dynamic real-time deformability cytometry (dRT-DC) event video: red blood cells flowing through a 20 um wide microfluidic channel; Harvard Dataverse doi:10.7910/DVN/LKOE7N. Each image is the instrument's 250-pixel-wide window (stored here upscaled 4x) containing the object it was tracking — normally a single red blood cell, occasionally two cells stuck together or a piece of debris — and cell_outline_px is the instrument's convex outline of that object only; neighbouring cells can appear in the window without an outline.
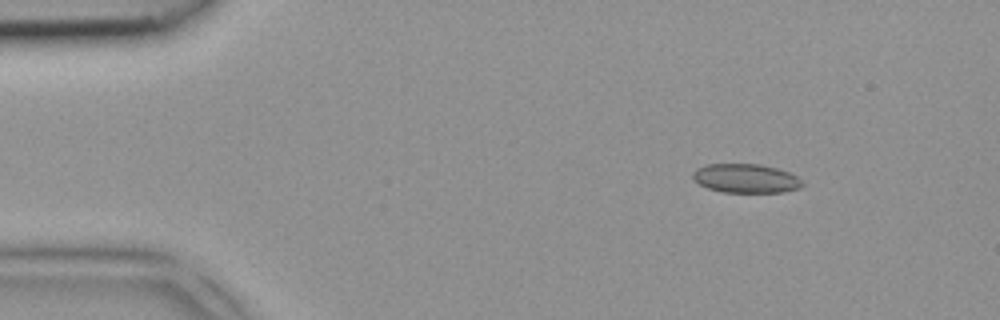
{"species": "common noctule bat (a hibernating species)", "species_latin": "Nyctalus noctula", "temperature_condition": "room temperature", "stored_images_in_passage": 3, "camera_frame_rate_fps": 3000, "um_per_image_px": 0.085, "animal": {"sex": "female", "body_mass_g": 18.4}, "frame": {"image": 1, "passage_image": 1, "time_ms": 0.0, "image_size_px": [1000, 320], "cell_outline_px": [[804, 184], [800, 188], [784, 192], [724, 192], [708, 188], [700, 184], [692, 176], [692, 172], [696, 168], [704, 164], [760, 164], [776, 168], [788, 172], [796, 176]], "centroid_in_image_um": [63.38, 15.16], "position_along_channel_um": 21.6, "area_um2": 18.44}}
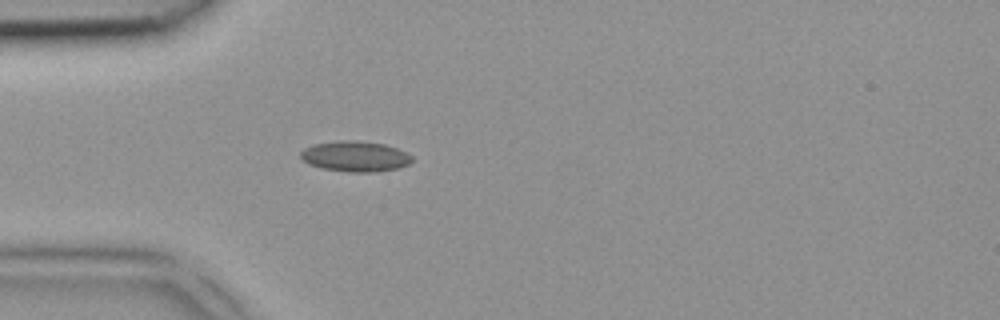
{"frame": {"image": 2, "passage_image": 3, "time_ms": 0.667, "image_size_px": [1000, 320], "cell_outline_px": [[412, 160], [408, 164], [396, 168], [376, 172], [348, 172], [320, 168], [308, 164], [300, 156], [300, 152], [304, 148], [312, 144], [336, 140], [356, 140], [384, 144], [396, 148], [412, 156]], "centroid_in_image_um": [30.14, 13.28], "position_along_channel_um": 54.9, "area_um2": 19.88}}